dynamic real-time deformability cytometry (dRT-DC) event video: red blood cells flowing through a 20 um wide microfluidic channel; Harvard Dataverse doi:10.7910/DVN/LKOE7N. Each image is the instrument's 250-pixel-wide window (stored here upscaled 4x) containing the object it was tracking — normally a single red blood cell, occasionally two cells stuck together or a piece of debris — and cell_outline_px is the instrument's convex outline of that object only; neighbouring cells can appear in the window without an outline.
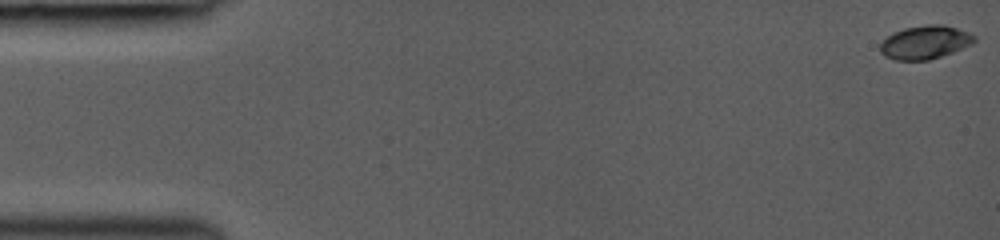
{"species": "common noctule bat (a hibernating species)", "species_latin": "Nyctalus noctula", "temperature_condition": "room temperature", "stored_images_in_passage": 63, "camera_frame_rate_fps": 3000, "um_per_image_px": 0.085, "animal": {"sex": "female", "body_mass_g": 19.0, "forearm_length_mm": 53.3}, "frame": {"image": 1, "passage_image": 1, "time_ms": 0.0, "image_size_px": [1000, 240], "cell_outline_px": [[976, 40], [972, 44], [952, 52], [928, 60], [896, 60], [884, 56], [880, 52], [880, 44], [892, 32], [904, 28], [928, 24], [944, 24], [968, 32], [976, 36]], "centroid_in_image_um": [78.62, 3.59], "position_along_channel_um": 6.4, "area_um2": 18.32}}
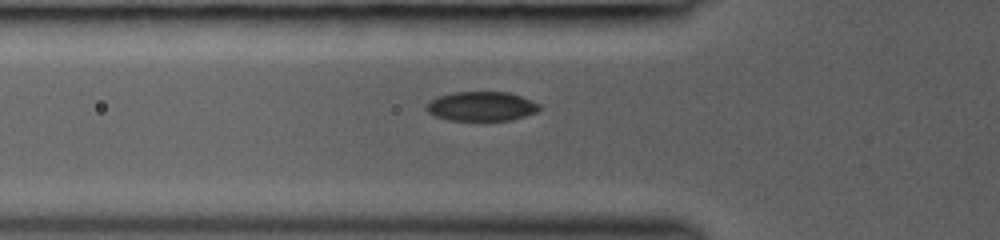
{"frame": {"image": 2, "passage_image": 42, "time_ms": 5.333, "image_size_px": [1000, 240], "cell_outline_px": [[540, 108], [536, 112], [512, 120], [448, 120], [436, 116], [428, 112], [424, 108], [432, 100], [440, 96], [452, 92], [508, 92], [520, 96], [540, 104]], "centroid_in_image_um": [40.93, 9.04], "position_along_channel_um": 84.9, "area_um2": 19.13}}
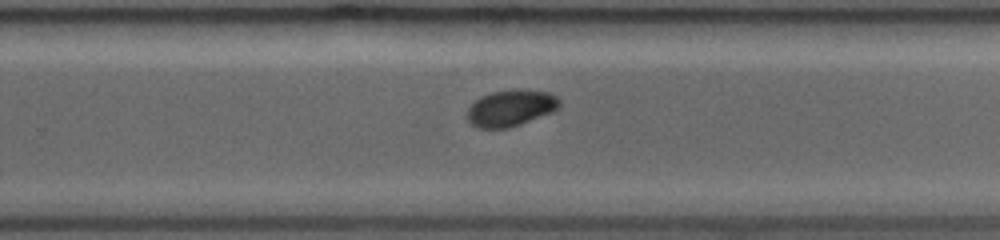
{"frame": {"image": 3, "passage_image": 63, "time_ms": 10.0, "image_size_px": [1000, 240], "cell_outline_px": [[560, 108], [552, 112], [520, 124], [508, 128], [476, 128], [468, 120], [468, 108], [480, 96], [492, 92], [548, 92], [556, 96], [560, 100]], "centroid_in_image_um": [43.4, 9.23], "position_along_channel_um": 286.4, "area_um2": 18.84}}